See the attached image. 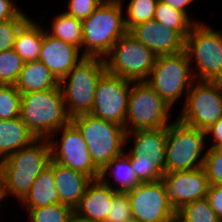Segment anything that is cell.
<instances>
[{"label":"cell","instance_id":"ba28073f","mask_svg":"<svg viewBox=\"0 0 222 222\" xmlns=\"http://www.w3.org/2000/svg\"><path fill=\"white\" fill-rule=\"evenodd\" d=\"M184 51L196 80L222 82V31L195 23L185 39Z\"/></svg>","mask_w":222,"mask_h":222},{"label":"cell","instance_id":"f546056e","mask_svg":"<svg viewBox=\"0 0 222 222\" xmlns=\"http://www.w3.org/2000/svg\"><path fill=\"white\" fill-rule=\"evenodd\" d=\"M126 5L125 25L129 31L133 26L154 19L156 5L159 0H129Z\"/></svg>","mask_w":222,"mask_h":222},{"label":"cell","instance_id":"ab89813d","mask_svg":"<svg viewBox=\"0 0 222 222\" xmlns=\"http://www.w3.org/2000/svg\"><path fill=\"white\" fill-rule=\"evenodd\" d=\"M161 1L167 3L169 6L173 7L174 9L184 12L190 18L187 6L192 4V2L194 3L195 0H161Z\"/></svg>","mask_w":222,"mask_h":222},{"label":"cell","instance_id":"7402d4cb","mask_svg":"<svg viewBox=\"0 0 222 222\" xmlns=\"http://www.w3.org/2000/svg\"><path fill=\"white\" fill-rule=\"evenodd\" d=\"M109 175V176H108ZM110 177L114 179L110 180ZM99 179L116 192L126 193L141 183L131 165L130 159L123 153L113 158L101 171ZM118 185V186H117Z\"/></svg>","mask_w":222,"mask_h":222},{"label":"cell","instance_id":"ffe728a7","mask_svg":"<svg viewBox=\"0 0 222 222\" xmlns=\"http://www.w3.org/2000/svg\"><path fill=\"white\" fill-rule=\"evenodd\" d=\"M53 175L55 188L58 191L59 203L73 209L86 192L92 178L86 174L74 171L53 161Z\"/></svg>","mask_w":222,"mask_h":222},{"label":"cell","instance_id":"30bf717a","mask_svg":"<svg viewBox=\"0 0 222 222\" xmlns=\"http://www.w3.org/2000/svg\"><path fill=\"white\" fill-rule=\"evenodd\" d=\"M171 109L147 82H132L124 129L128 133L167 127Z\"/></svg>","mask_w":222,"mask_h":222},{"label":"cell","instance_id":"e0dca14e","mask_svg":"<svg viewBox=\"0 0 222 222\" xmlns=\"http://www.w3.org/2000/svg\"><path fill=\"white\" fill-rule=\"evenodd\" d=\"M128 32L152 50L157 57L184 51L185 40L176 31L154 19L133 26Z\"/></svg>","mask_w":222,"mask_h":222},{"label":"cell","instance_id":"cb8c5ba5","mask_svg":"<svg viewBox=\"0 0 222 222\" xmlns=\"http://www.w3.org/2000/svg\"><path fill=\"white\" fill-rule=\"evenodd\" d=\"M20 203L24 209L27 208V211L59 203V195L54 183L52 160L49 166L38 175L31 189Z\"/></svg>","mask_w":222,"mask_h":222},{"label":"cell","instance_id":"60d3db41","mask_svg":"<svg viewBox=\"0 0 222 222\" xmlns=\"http://www.w3.org/2000/svg\"><path fill=\"white\" fill-rule=\"evenodd\" d=\"M68 222H85V221L73 215Z\"/></svg>","mask_w":222,"mask_h":222},{"label":"cell","instance_id":"484cf974","mask_svg":"<svg viewBox=\"0 0 222 222\" xmlns=\"http://www.w3.org/2000/svg\"><path fill=\"white\" fill-rule=\"evenodd\" d=\"M51 22V30L45 31L66 43H69L82 51V20L67 15L65 12L57 14Z\"/></svg>","mask_w":222,"mask_h":222},{"label":"cell","instance_id":"3957f363","mask_svg":"<svg viewBox=\"0 0 222 222\" xmlns=\"http://www.w3.org/2000/svg\"><path fill=\"white\" fill-rule=\"evenodd\" d=\"M20 117L37 139H49L71 121L60 86L21 93Z\"/></svg>","mask_w":222,"mask_h":222},{"label":"cell","instance_id":"d590c367","mask_svg":"<svg viewBox=\"0 0 222 222\" xmlns=\"http://www.w3.org/2000/svg\"><path fill=\"white\" fill-rule=\"evenodd\" d=\"M104 0H69L67 15L83 20L87 18Z\"/></svg>","mask_w":222,"mask_h":222},{"label":"cell","instance_id":"277c9868","mask_svg":"<svg viewBox=\"0 0 222 222\" xmlns=\"http://www.w3.org/2000/svg\"><path fill=\"white\" fill-rule=\"evenodd\" d=\"M132 134V135H131ZM133 136V147L124 151L141 183L156 182L163 178L166 164L167 127L136 130L126 133L125 145Z\"/></svg>","mask_w":222,"mask_h":222},{"label":"cell","instance_id":"5bb4252c","mask_svg":"<svg viewBox=\"0 0 222 222\" xmlns=\"http://www.w3.org/2000/svg\"><path fill=\"white\" fill-rule=\"evenodd\" d=\"M132 81L105 72L99 79L91 115L125 126Z\"/></svg>","mask_w":222,"mask_h":222},{"label":"cell","instance_id":"4dcf8cb0","mask_svg":"<svg viewBox=\"0 0 222 222\" xmlns=\"http://www.w3.org/2000/svg\"><path fill=\"white\" fill-rule=\"evenodd\" d=\"M23 59L14 49L0 53V84L15 85L24 66Z\"/></svg>","mask_w":222,"mask_h":222},{"label":"cell","instance_id":"d6a6232c","mask_svg":"<svg viewBox=\"0 0 222 222\" xmlns=\"http://www.w3.org/2000/svg\"><path fill=\"white\" fill-rule=\"evenodd\" d=\"M30 18L23 10L15 18L0 22V53L13 49L18 31Z\"/></svg>","mask_w":222,"mask_h":222},{"label":"cell","instance_id":"9a60e30c","mask_svg":"<svg viewBox=\"0 0 222 222\" xmlns=\"http://www.w3.org/2000/svg\"><path fill=\"white\" fill-rule=\"evenodd\" d=\"M132 216L139 222H173L176 211L167 201L164 181L139 183L126 192Z\"/></svg>","mask_w":222,"mask_h":222},{"label":"cell","instance_id":"d6986e66","mask_svg":"<svg viewBox=\"0 0 222 222\" xmlns=\"http://www.w3.org/2000/svg\"><path fill=\"white\" fill-rule=\"evenodd\" d=\"M117 193L100 179L92 180L74 208V215L85 222H105L112 199Z\"/></svg>","mask_w":222,"mask_h":222},{"label":"cell","instance_id":"d4e9b609","mask_svg":"<svg viewBox=\"0 0 222 222\" xmlns=\"http://www.w3.org/2000/svg\"><path fill=\"white\" fill-rule=\"evenodd\" d=\"M30 18L18 31L13 49L24 62L39 60L44 27Z\"/></svg>","mask_w":222,"mask_h":222},{"label":"cell","instance_id":"f35d334b","mask_svg":"<svg viewBox=\"0 0 222 222\" xmlns=\"http://www.w3.org/2000/svg\"><path fill=\"white\" fill-rule=\"evenodd\" d=\"M206 131V137L209 136V141L211 140L212 144L209 145V148H222V118H220L217 122L212 124Z\"/></svg>","mask_w":222,"mask_h":222},{"label":"cell","instance_id":"f1b7e54d","mask_svg":"<svg viewBox=\"0 0 222 222\" xmlns=\"http://www.w3.org/2000/svg\"><path fill=\"white\" fill-rule=\"evenodd\" d=\"M26 213L30 222H68L74 215V209L62 203H54L29 209Z\"/></svg>","mask_w":222,"mask_h":222},{"label":"cell","instance_id":"ac0fdd59","mask_svg":"<svg viewBox=\"0 0 222 222\" xmlns=\"http://www.w3.org/2000/svg\"><path fill=\"white\" fill-rule=\"evenodd\" d=\"M85 56L81 49L49 35L44 28L39 60L60 82Z\"/></svg>","mask_w":222,"mask_h":222},{"label":"cell","instance_id":"5b68a950","mask_svg":"<svg viewBox=\"0 0 222 222\" xmlns=\"http://www.w3.org/2000/svg\"><path fill=\"white\" fill-rule=\"evenodd\" d=\"M105 72L104 59L85 57L59 82L70 118L91 112L98 81Z\"/></svg>","mask_w":222,"mask_h":222},{"label":"cell","instance_id":"6da1fadb","mask_svg":"<svg viewBox=\"0 0 222 222\" xmlns=\"http://www.w3.org/2000/svg\"><path fill=\"white\" fill-rule=\"evenodd\" d=\"M51 147L48 139H36L0 161L1 193L20 202L31 189L38 175L49 166Z\"/></svg>","mask_w":222,"mask_h":222},{"label":"cell","instance_id":"8fae6325","mask_svg":"<svg viewBox=\"0 0 222 222\" xmlns=\"http://www.w3.org/2000/svg\"><path fill=\"white\" fill-rule=\"evenodd\" d=\"M157 56L129 32L121 36L104 58L106 71L132 82L146 81Z\"/></svg>","mask_w":222,"mask_h":222},{"label":"cell","instance_id":"2e32d148","mask_svg":"<svg viewBox=\"0 0 222 222\" xmlns=\"http://www.w3.org/2000/svg\"><path fill=\"white\" fill-rule=\"evenodd\" d=\"M162 180L167 201L176 212L186 204L206 198L210 186L204 167L165 173Z\"/></svg>","mask_w":222,"mask_h":222},{"label":"cell","instance_id":"4fadbf2b","mask_svg":"<svg viewBox=\"0 0 222 222\" xmlns=\"http://www.w3.org/2000/svg\"><path fill=\"white\" fill-rule=\"evenodd\" d=\"M58 132L61 133L60 139L58 136L56 137V135H59ZM48 140L51 147L52 161L71 168L74 171L86 174L93 180L99 179L100 170L92 162L87 144L81 132L71 121L53 133Z\"/></svg>","mask_w":222,"mask_h":222},{"label":"cell","instance_id":"836d02e7","mask_svg":"<svg viewBox=\"0 0 222 222\" xmlns=\"http://www.w3.org/2000/svg\"><path fill=\"white\" fill-rule=\"evenodd\" d=\"M203 167L210 185H222V148H208Z\"/></svg>","mask_w":222,"mask_h":222},{"label":"cell","instance_id":"7bdbcfd3","mask_svg":"<svg viewBox=\"0 0 222 222\" xmlns=\"http://www.w3.org/2000/svg\"><path fill=\"white\" fill-rule=\"evenodd\" d=\"M126 222H139V221L134 218H131L130 220H127Z\"/></svg>","mask_w":222,"mask_h":222},{"label":"cell","instance_id":"7a4b0ae2","mask_svg":"<svg viewBox=\"0 0 222 222\" xmlns=\"http://www.w3.org/2000/svg\"><path fill=\"white\" fill-rule=\"evenodd\" d=\"M123 5L121 1H103L82 20V53L85 57L104 59L117 40L128 32Z\"/></svg>","mask_w":222,"mask_h":222},{"label":"cell","instance_id":"9c48e42d","mask_svg":"<svg viewBox=\"0 0 222 222\" xmlns=\"http://www.w3.org/2000/svg\"><path fill=\"white\" fill-rule=\"evenodd\" d=\"M195 80L188 55L183 51L174 55L158 56L145 82L173 107L183 95L184 105Z\"/></svg>","mask_w":222,"mask_h":222},{"label":"cell","instance_id":"44dd1931","mask_svg":"<svg viewBox=\"0 0 222 222\" xmlns=\"http://www.w3.org/2000/svg\"><path fill=\"white\" fill-rule=\"evenodd\" d=\"M36 139L21 117L0 120V161Z\"/></svg>","mask_w":222,"mask_h":222},{"label":"cell","instance_id":"ee69618b","mask_svg":"<svg viewBox=\"0 0 222 222\" xmlns=\"http://www.w3.org/2000/svg\"><path fill=\"white\" fill-rule=\"evenodd\" d=\"M104 1H121V2H123V0H104Z\"/></svg>","mask_w":222,"mask_h":222},{"label":"cell","instance_id":"8992f818","mask_svg":"<svg viewBox=\"0 0 222 222\" xmlns=\"http://www.w3.org/2000/svg\"><path fill=\"white\" fill-rule=\"evenodd\" d=\"M84 138L92 162L101 171L113 158L123 154L126 131L123 126L89 114L71 118Z\"/></svg>","mask_w":222,"mask_h":222},{"label":"cell","instance_id":"74e56055","mask_svg":"<svg viewBox=\"0 0 222 222\" xmlns=\"http://www.w3.org/2000/svg\"><path fill=\"white\" fill-rule=\"evenodd\" d=\"M21 11L14 0H0V22L15 18Z\"/></svg>","mask_w":222,"mask_h":222},{"label":"cell","instance_id":"b9f144b4","mask_svg":"<svg viewBox=\"0 0 222 222\" xmlns=\"http://www.w3.org/2000/svg\"><path fill=\"white\" fill-rule=\"evenodd\" d=\"M3 198H2V193H1V175H0V203L2 202Z\"/></svg>","mask_w":222,"mask_h":222},{"label":"cell","instance_id":"e575fe53","mask_svg":"<svg viewBox=\"0 0 222 222\" xmlns=\"http://www.w3.org/2000/svg\"><path fill=\"white\" fill-rule=\"evenodd\" d=\"M105 222H126L133 218L127 193L118 192L112 199Z\"/></svg>","mask_w":222,"mask_h":222},{"label":"cell","instance_id":"1f68e13d","mask_svg":"<svg viewBox=\"0 0 222 222\" xmlns=\"http://www.w3.org/2000/svg\"><path fill=\"white\" fill-rule=\"evenodd\" d=\"M21 92L15 85L0 84V120L20 117Z\"/></svg>","mask_w":222,"mask_h":222},{"label":"cell","instance_id":"7c38bea8","mask_svg":"<svg viewBox=\"0 0 222 222\" xmlns=\"http://www.w3.org/2000/svg\"><path fill=\"white\" fill-rule=\"evenodd\" d=\"M181 109V122L207 130L222 118V82L195 80Z\"/></svg>","mask_w":222,"mask_h":222},{"label":"cell","instance_id":"4316f807","mask_svg":"<svg viewBox=\"0 0 222 222\" xmlns=\"http://www.w3.org/2000/svg\"><path fill=\"white\" fill-rule=\"evenodd\" d=\"M154 20L159 24L176 31L184 40L191 31L195 23H199L193 18H189L184 12L174 9L167 3L159 0L156 5Z\"/></svg>","mask_w":222,"mask_h":222},{"label":"cell","instance_id":"603a6c76","mask_svg":"<svg viewBox=\"0 0 222 222\" xmlns=\"http://www.w3.org/2000/svg\"><path fill=\"white\" fill-rule=\"evenodd\" d=\"M15 86L21 93L37 92L59 87V81L40 60L25 62Z\"/></svg>","mask_w":222,"mask_h":222},{"label":"cell","instance_id":"8d00e7d4","mask_svg":"<svg viewBox=\"0 0 222 222\" xmlns=\"http://www.w3.org/2000/svg\"><path fill=\"white\" fill-rule=\"evenodd\" d=\"M206 199L217 217L222 221V185H210Z\"/></svg>","mask_w":222,"mask_h":222},{"label":"cell","instance_id":"52a82bcc","mask_svg":"<svg viewBox=\"0 0 222 222\" xmlns=\"http://www.w3.org/2000/svg\"><path fill=\"white\" fill-rule=\"evenodd\" d=\"M173 121L167 126L165 173L203 167L209 143L206 131L188 126L177 117Z\"/></svg>","mask_w":222,"mask_h":222},{"label":"cell","instance_id":"83f0119b","mask_svg":"<svg viewBox=\"0 0 222 222\" xmlns=\"http://www.w3.org/2000/svg\"><path fill=\"white\" fill-rule=\"evenodd\" d=\"M176 220L178 222H222L206 198L183 206L176 212Z\"/></svg>","mask_w":222,"mask_h":222}]
</instances>
